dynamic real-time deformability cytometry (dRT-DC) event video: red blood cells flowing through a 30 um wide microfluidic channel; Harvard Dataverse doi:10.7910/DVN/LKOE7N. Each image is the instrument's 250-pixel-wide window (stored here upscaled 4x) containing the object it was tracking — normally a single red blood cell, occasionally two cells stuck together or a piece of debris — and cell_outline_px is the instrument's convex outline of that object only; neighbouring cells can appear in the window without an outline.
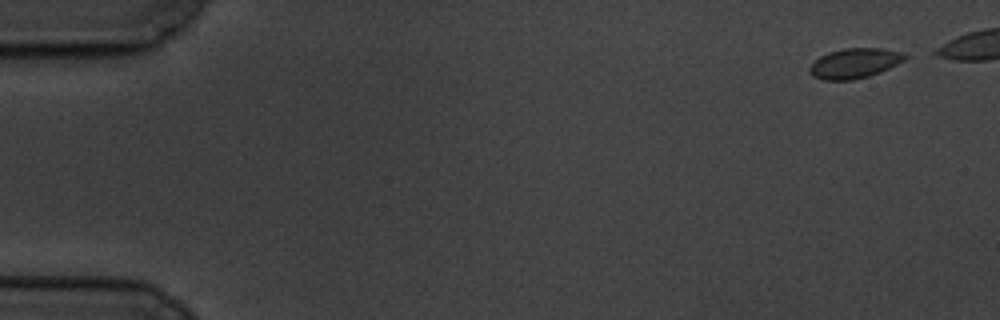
{"species": "common noctule bat (a hibernating species)", "species_latin": "Nyctalus noctula", "temperature_condition": "cold", "stored_images_in_passage": 7, "camera_frame_rate_fps": 3000, "um_per_image_px": 0.085, "animal": {"sex": "male", "body_mass_g": 19.5, "forearm_length_mm": 54.6}, "frame": {"image": 1, "passage_image": 2, "time_ms": 1.0, "image_size_px": [1000, 320], "cell_outline_px": [[908, 56], [904, 60], [880, 72], [868, 76], [852, 80], [824, 80], [812, 76], [808, 72], [808, 68], [820, 56], [828, 52], [844, 48], [880, 48], [900, 52]], "centroid_in_image_um": [72.59, 5.38], "position_along_channel_um": 12.4, "area_um2": 16.53}}